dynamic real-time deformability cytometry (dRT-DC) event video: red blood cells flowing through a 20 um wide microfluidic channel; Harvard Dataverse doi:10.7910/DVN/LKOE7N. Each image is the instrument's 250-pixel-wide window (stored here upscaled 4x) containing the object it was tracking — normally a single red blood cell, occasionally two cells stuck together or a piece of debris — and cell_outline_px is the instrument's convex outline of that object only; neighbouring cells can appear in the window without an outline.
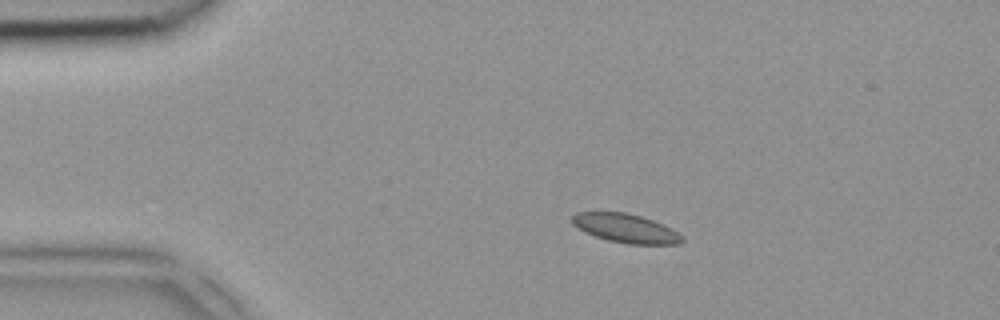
{"species": "common noctule bat (a hibernating species)", "species_latin": "Nyctalus noctula", "temperature_condition": "room temperature", "stored_images_in_passage": 3, "segment_of_instrument_passage": [1, 2], "camera_frame_rate_fps": 3000, "um_per_image_px": 0.085, "animal": {"sex": "female", "body_mass_g": 18.4}, "frame": {"image": 1, "passage_image": 1, "time_ms": 0.0, "image_size_px": [1000, 320], "cell_outline_px": [[684, 240], [680, 244], [628, 244], [608, 240], [584, 232], [572, 224], [572, 216], [576, 212], [624, 212], [640, 216], [664, 224], [672, 228], [684, 236]], "centroid_in_image_um": [53.21, 19.41], "position_along_channel_um": 31.8, "area_um2": 18.55}}